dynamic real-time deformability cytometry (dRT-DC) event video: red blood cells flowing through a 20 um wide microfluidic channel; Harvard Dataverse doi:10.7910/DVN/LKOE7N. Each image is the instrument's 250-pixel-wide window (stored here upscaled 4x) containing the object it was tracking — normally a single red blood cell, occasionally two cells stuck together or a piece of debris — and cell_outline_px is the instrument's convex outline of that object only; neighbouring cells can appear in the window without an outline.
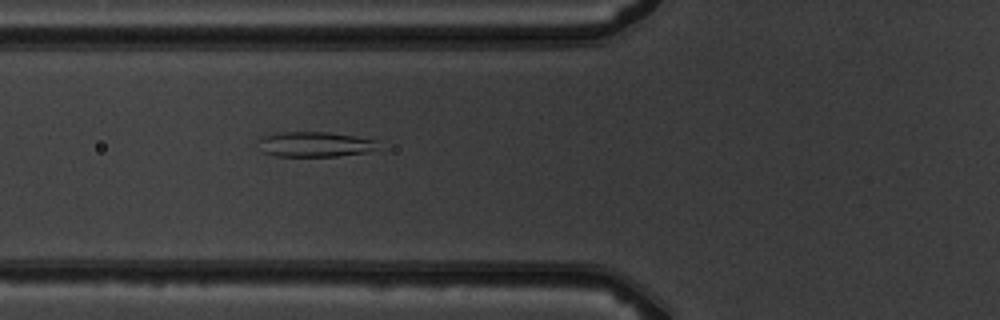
{"species": "common noctule bat (a hibernating species)", "species_latin": "Nyctalus noctula", "temperature_condition": "warm", "stored_images_in_passage": 6, "camera_frame_rate_fps": 3000, "um_per_image_px": 0.085, "animal": {"sex": "male", "body_mass_g": 19.5, "forearm_length_mm": 54.6}, "frame": {"image": 1, "passage_image": 6, "time_ms": 6.333, "image_size_px": [1000, 320], "cell_outline_px": [[380, 140], [376, 148], [364, 152], [336, 156], [276, 156], [260, 152], [256, 140], [260, 136], [276, 132], [328, 132]], "centroid_in_image_um": [26.66, 12.25], "position_along_channel_um": 99.1, "area_um2": 17.8}}